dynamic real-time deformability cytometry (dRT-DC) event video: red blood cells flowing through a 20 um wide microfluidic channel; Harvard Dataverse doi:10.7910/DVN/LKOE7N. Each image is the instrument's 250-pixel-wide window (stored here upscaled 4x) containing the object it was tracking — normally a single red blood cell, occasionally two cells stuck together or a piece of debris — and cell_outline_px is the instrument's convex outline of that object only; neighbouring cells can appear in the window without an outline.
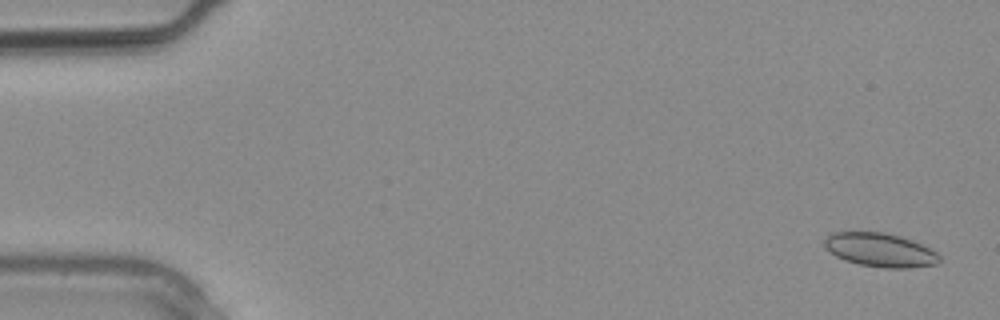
{"species": "common noctule bat (a hibernating species)", "species_latin": "Nyctalus noctula", "temperature_condition": "warm", "stored_images_in_passage": 3, "camera_frame_rate_fps": 3000, "um_per_image_px": 0.085, "animal": {"sex": "male", "body_mass_g": 20.4}, "frame": {"image": 1, "passage_image": 1, "time_ms": 0.0, "image_size_px": [1000, 320], "cell_outline_px": [[940, 260], [936, 264], [908, 268], [884, 268], [860, 264], [844, 260], [836, 256], [824, 248], [824, 240], [832, 232], [884, 232], [900, 236], [912, 240], [936, 252], [940, 256]], "centroid_in_image_um": [74.79, 21.25], "position_along_channel_um": 10.2, "area_um2": 22.54}}